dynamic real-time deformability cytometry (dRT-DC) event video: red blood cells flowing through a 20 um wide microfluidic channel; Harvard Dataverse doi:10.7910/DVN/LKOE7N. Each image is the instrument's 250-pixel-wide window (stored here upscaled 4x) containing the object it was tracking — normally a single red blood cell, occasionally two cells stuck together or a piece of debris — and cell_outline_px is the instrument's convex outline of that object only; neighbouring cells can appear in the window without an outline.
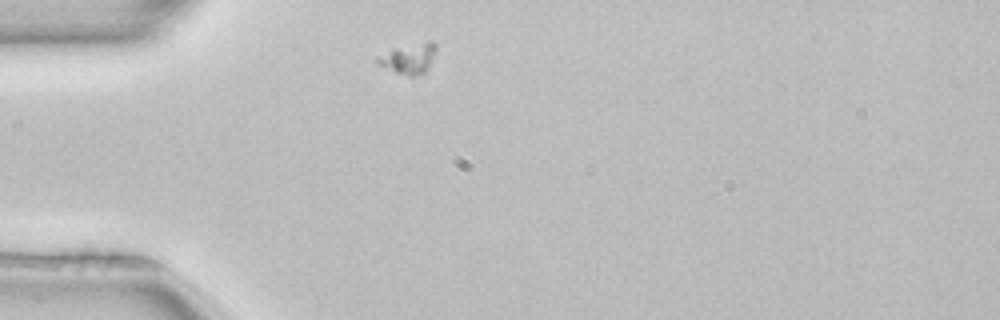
{"species": "common noctule bat (a hibernating species)", "species_latin": "Nyctalus noctula", "temperature_condition": "room temperature", "stored_images_in_passage": 5, "segment_of_instrument_passage": [2, 2], "camera_frame_rate_fps": 3000, "um_per_image_px": 0.085, "animal": {"sex": "female", "body_mass_g": 22.7, "forearm_length_mm": 54.2}, "frame": {"image": 1, "passage_image": 5, "time_ms": 1.333, "image_size_px": [1000, 320], "cell_outline_px": [[436, 48], [428, 68], [424, 72], [416, 76], [408, 76], [396, 72], [380, 64], [376, 60], [376, 56], [392, 48], [428, 40], [432, 40], [436, 44]], "centroid_in_image_um": [34.75, 4.93], "position_along_channel_um": 50.2, "area_um2": 10.29}}